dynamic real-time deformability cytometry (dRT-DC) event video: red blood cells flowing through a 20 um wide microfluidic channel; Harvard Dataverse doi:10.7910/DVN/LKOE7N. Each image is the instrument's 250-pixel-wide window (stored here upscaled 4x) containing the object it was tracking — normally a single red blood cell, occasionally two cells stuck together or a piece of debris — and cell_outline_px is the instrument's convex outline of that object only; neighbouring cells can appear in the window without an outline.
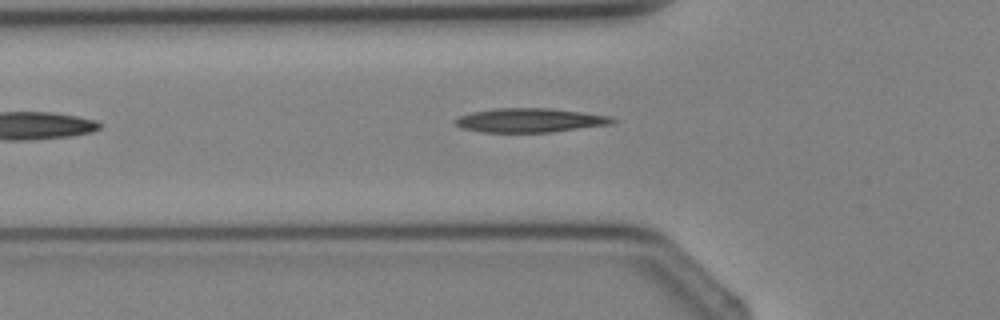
{"species": "Egyptian fruit bat (a non-hibernating species)", "species_latin": "Rousettus aegyptiacus", "temperature_condition": "cold", "stored_images_in_passage": 4, "camera_frame_rate_fps": 3000, "um_per_image_px": 0.085, "animal": {"sex": "female"}, "frame": {"image": 1, "passage_image": 4, "time_ms": 3.333, "image_size_px": [1000, 320], "cell_outline_px": [[616, 120], [612, 124], [552, 132], [484, 132], [464, 128], [456, 124], [452, 120], [460, 116], [472, 112], [496, 108], [548, 108], [612, 116]], "centroid_in_image_um": [45.06, 10.22], "position_along_channel_um": 80.7, "area_um2": 21.91}}